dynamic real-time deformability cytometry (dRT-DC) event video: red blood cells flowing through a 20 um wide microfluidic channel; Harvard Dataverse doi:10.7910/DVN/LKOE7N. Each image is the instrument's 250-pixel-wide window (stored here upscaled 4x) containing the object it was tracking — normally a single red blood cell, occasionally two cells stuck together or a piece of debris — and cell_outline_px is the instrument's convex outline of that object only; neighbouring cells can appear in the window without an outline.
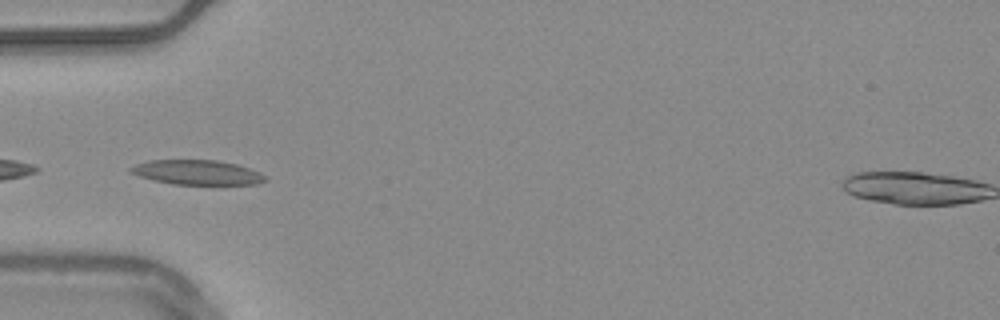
{"species": "common noctule bat (a hibernating species)", "species_latin": "Nyctalus noctula", "temperature_condition": "warm", "stored_images_in_passage": 24, "camera_frame_rate_fps": 3000, "um_per_image_px": 0.085, "animal": {"sex": "male", "body_mass_g": 20.4}, "frame": {"image": 1, "passage_image": 17, "time_ms": 5.333, "image_size_px": [1000, 320], "cell_outline_px": [[268, 180], [256, 184], [172, 184], [152, 180], [128, 172], [128, 168], [136, 164], [148, 160], [216, 160], [236, 164], [260, 172], [268, 176]], "centroid_in_image_um": [16.75, 14.65], "position_along_channel_um": 68.3, "area_um2": 19.42}}